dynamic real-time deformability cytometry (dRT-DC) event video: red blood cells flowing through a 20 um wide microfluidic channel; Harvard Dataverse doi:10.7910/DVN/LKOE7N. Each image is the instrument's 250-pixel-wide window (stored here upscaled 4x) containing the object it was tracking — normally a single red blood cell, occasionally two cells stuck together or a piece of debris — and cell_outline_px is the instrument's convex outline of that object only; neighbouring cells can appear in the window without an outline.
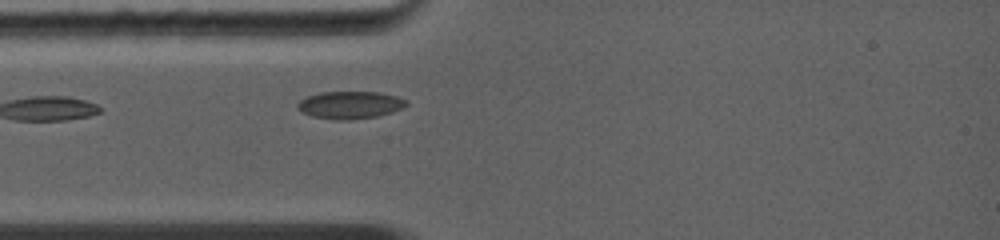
{"species": "common noctule bat (a hibernating species)", "species_latin": "Nyctalus noctula", "temperature_condition": "warm", "stored_images_in_passage": 5, "camera_frame_rate_fps": 5000, "um_per_image_px": 0.085, "animal": {"sex": "female", "body_mass_g": 19.0, "forearm_length_mm": 56.7}, "frame": {"image": 1, "passage_image": 2, "time_ms": 1.0, "image_size_px": [1000, 240], "cell_outline_px": [[408, 104], [392, 112], [376, 116], [348, 120], [336, 120], [312, 116], [296, 108], [296, 104], [300, 100], [308, 96], [320, 92], [380, 92], [396, 96], [408, 100]], "centroid_in_image_um": [29.74, 8.91], "position_along_channel_um": 55.3, "area_um2": 17.34}}
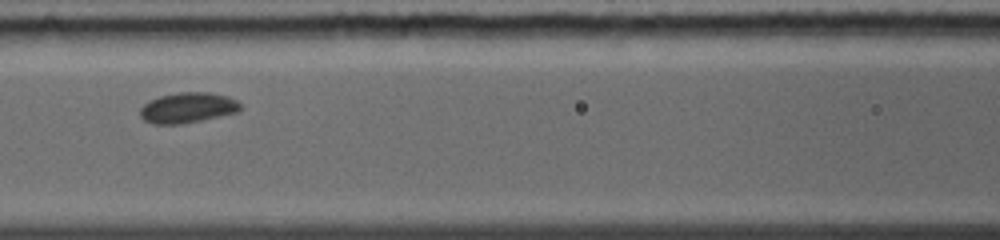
{"frame": {"image": 2, "passage_image": 4, "time_ms": 3.2, "image_size_px": [1000, 240], "cell_outline_px": [[240, 108], [236, 112], [200, 120], [180, 124], [152, 124], [144, 120], [140, 116], [140, 108], [144, 104], [160, 96], [180, 92], [208, 92], [228, 96], [236, 100], [240, 104]], "centroid_in_image_um": [15.92, 9.15], "position_along_channel_um": 150.7, "area_um2": 17.51}}
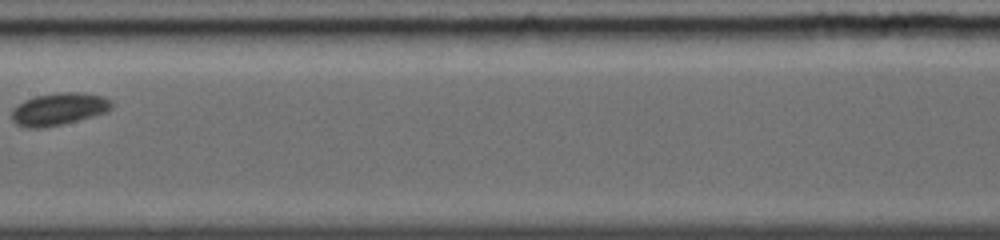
{"frame": {"image": 3, "passage_image": 5, "time_ms": 4.4, "image_size_px": [1000, 240], "cell_outline_px": [[112, 108], [108, 112], [44, 128], [28, 128], [16, 124], [12, 120], [12, 108], [24, 100], [36, 96], [64, 92], [76, 92], [104, 96], [112, 100]], "centroid_in_image_um": [5.0, 9.27], "position_along_channel_um": 202.4, "area_um2": 18.73}}